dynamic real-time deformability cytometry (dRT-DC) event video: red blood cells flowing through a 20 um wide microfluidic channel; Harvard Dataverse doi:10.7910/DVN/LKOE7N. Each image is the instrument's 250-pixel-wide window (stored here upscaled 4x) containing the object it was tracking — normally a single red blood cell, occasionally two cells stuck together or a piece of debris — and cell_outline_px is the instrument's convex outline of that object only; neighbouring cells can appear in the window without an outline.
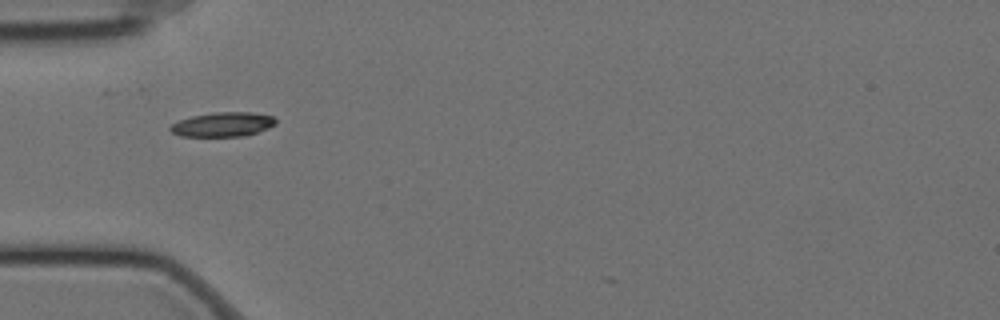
{"species": "Egyptian fruit bat (a non-hibernating species)", "species_latin": "Rousettus aegyptiacus", "temperature_condition": "cold", "stored_images_in_passage": 36, "camera_frame_rate_fps": 3000, "um_per_image_px": 0.085, "animal": {"sex": "female"}, "frame": {"image": 1, "passage_image": 1, "time_ms": 0.0, "image_size_px": [1000, 320], "cell_outline_px": [[276, 124], [268, 128], [244, 136], [180, 136], [172, 132], [168, 128], [172, 124], [180, 120], [192, 116], [212, 112], [252, 112], [272, 116], [276, 120]], "centroid_in_image_um": [18.93, 10.57], "position_along_channel_um": 66.1, "area_um2": 14.91}}
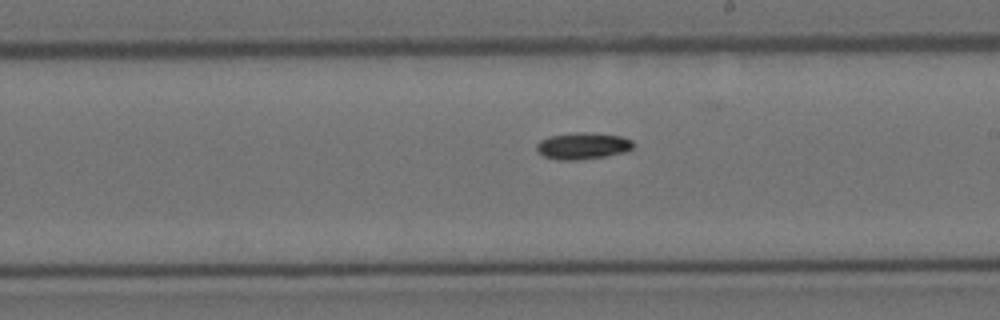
{"frame": {"image": 2, "passage_image": 16, "time_ms": 5.0, "image_size_px": [1000, 320], "cell_outline_px": [[636, 144], [628, 152], [580, 160], [556, 160], [544, 156], [536, 148], [536, 144], [540, 140], [548, 136], [576, 132], [584, 132], [620, 136], [632, 140]], "centroid_in_image_um": [49.55, 12.4], "position_along_channel_um": 239.5, "area_um2": 15.14}}
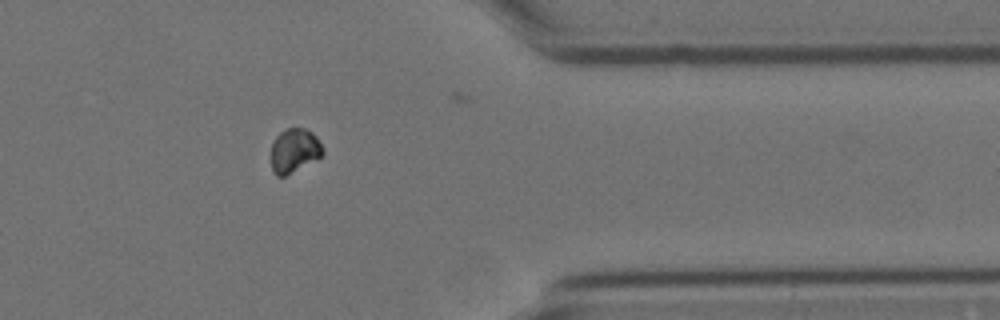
{"frame": {"image": 3, "passage_image": 30, "time_ms": 9.667, "image_size_px": [1000, 320], "cell_outline_px": [[324, 152], [320, 156], [284, 176], [276, 176], [272, 172], [272, 140], [284, 128], [304, 128], [312, 132], [316, 136], [324, 148]], "centroid_in_image_um": [25.0, 12.76], "position_along_channel_um": 386.4, "area_um2": 13.12}}